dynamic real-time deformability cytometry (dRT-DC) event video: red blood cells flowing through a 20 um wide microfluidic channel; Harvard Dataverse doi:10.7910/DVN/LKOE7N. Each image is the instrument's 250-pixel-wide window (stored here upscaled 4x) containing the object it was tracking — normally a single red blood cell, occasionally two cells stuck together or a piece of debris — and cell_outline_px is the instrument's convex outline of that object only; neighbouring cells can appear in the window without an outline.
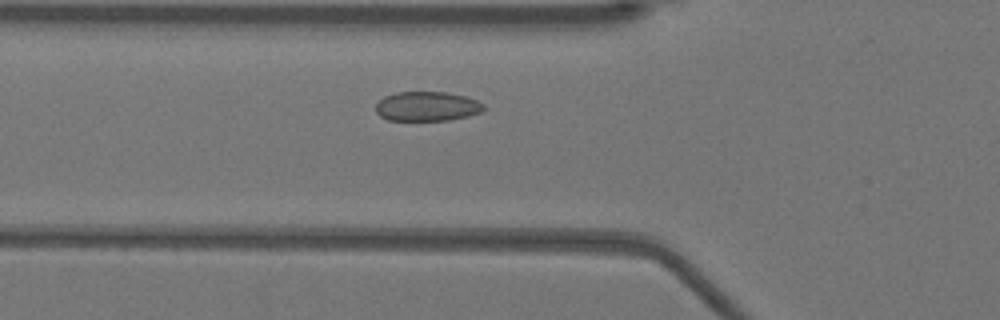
{"species": "Egyptian fruit bat (a non-hibernating species)", "species_latin": "Rousettus aegyptiacus", "temperature_condition": "warm", "stored_images_in_passage": 37, "camera_frame_rate_fps": 3000, "um_per_image_px": 0.085, "animal": {"sex": "female"}, "frame": {"image": 1, "passage_image": 10, "time_ms": 3.0, "image_size_px": [1000, 320], "cell_outline_px": [[484, 108], [480, 112], [468, 116], [448, 120], [388, 120], [380, 116], [376, 112], [376, 104], [384, 96], [396, 92], [448, 92], [468, 96], [484, 104]], "centroid_in_image_um": [36.3, 9.03], "position_along_channel_um": 89.5, "area_um2": 18.61}}
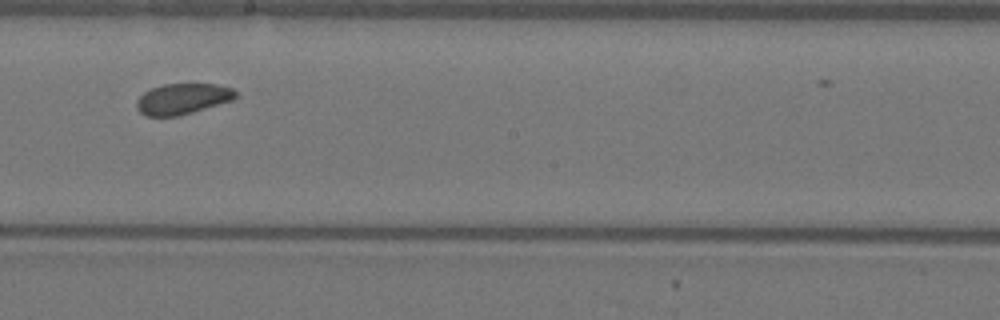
{"frame": {"image": 2, "passage_image": 21, "time_ms": 6.667, "image_size_px": [1000, 320], "cell_outline_px": [[240, 96], [232, 100], [192, 112], [176, 116], [144, 116], [136, 108], [136, 100], [144, 92], [152, 88], [164, 84], [220, 84], [232, 88]], "centroid_in_image_um": [15.52, 8.39], "position_along_channel_um": 232.7, "area_um2": 17.8}}
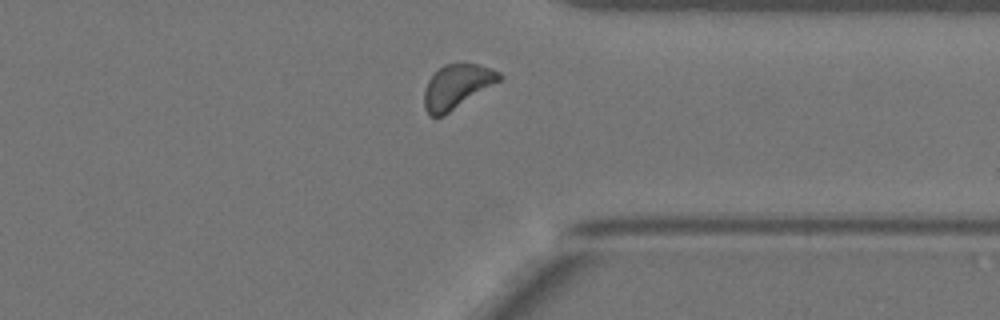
{"frame": {"image": 3, "passage_image": 32, "time_ms": 10.333, "image_size_px": [1000, 320], "cell_outline_px": [[504, 76], [500, 80], [444, 116], [428, 116], [424, 108], [424, 88], [428, 80], [444, 64], [464, 60], [492, 68], [500, 72]], "centroid_in_image_um": [38.83, 7.31], "position_along_channel_um": 372.6, "area_um2": 19.71}, "authors_computed_cell_mechanics": {"area_um2": 18.8428, "velocity_mm_per_s": 3.8994, "shape_relaxation_time_tau1_ms": 0.8827, "shape_relaxation_time_tau2_ms": null, "deformation_change_tau1": 0.0315, "deformation_change_tau2": null}}